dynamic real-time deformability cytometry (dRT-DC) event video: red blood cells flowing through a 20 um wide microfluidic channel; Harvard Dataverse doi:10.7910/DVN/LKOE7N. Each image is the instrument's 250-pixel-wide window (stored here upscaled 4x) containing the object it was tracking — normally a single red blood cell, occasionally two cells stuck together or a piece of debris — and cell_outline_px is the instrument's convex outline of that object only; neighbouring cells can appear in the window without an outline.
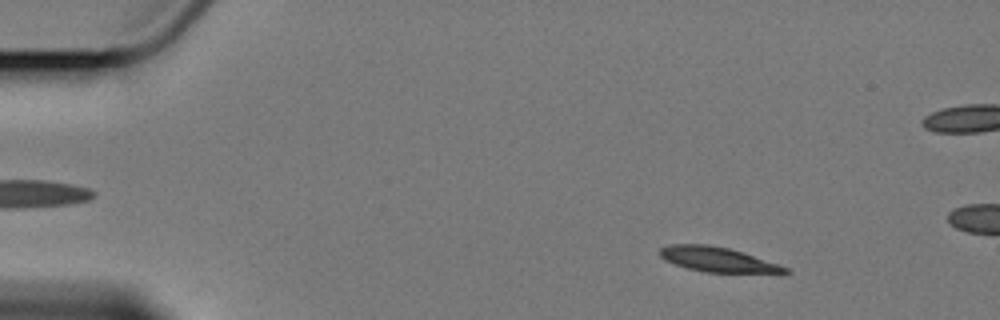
{"species": "Egyptian fruit bat (a non-hibernating species)", "species_latin": "Rousettus aegyptiacus", "temperature_condition": "cold", "stored_images_in_passage": 5, "camera_frame_rate_fps": 3000, "um_per_image_px": 0.085, "animal": {"sex": "female"}, "frame": {"image": 1, "passage_image": 2, "time_ms": 1.333, "image_size_px": [1000, 320], "cell_outline_px": [[792, 272], [780, 276], [704, 272], [688, 268], [664, 260], [660, 256], [660, 248], [668, 244], [708, 244], [728, 248], [780, 264], [792, 268]], "centroid_in_image_um": [61.22, 22.12], "position_along_channel_um": 23.8, "area_um2": 19.13}}